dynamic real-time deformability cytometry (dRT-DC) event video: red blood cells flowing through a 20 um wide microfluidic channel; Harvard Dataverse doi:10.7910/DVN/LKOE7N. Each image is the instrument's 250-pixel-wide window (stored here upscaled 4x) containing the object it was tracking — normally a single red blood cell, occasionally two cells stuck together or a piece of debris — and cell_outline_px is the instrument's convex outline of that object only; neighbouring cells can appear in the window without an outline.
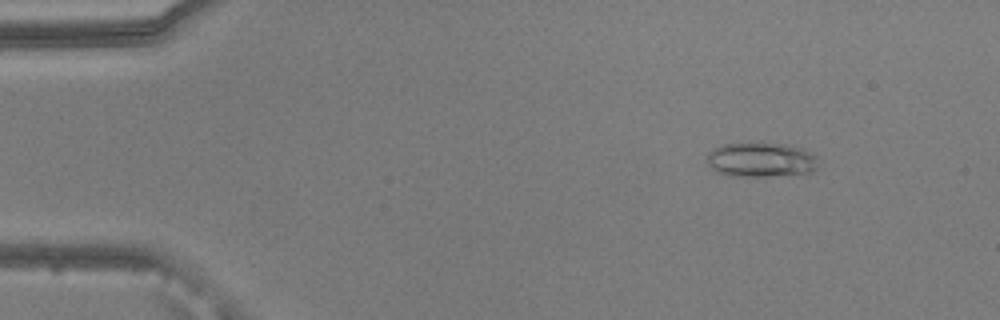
{"species": "common noctule bat (a hibernating species)", "species_latin": "Nyctalus noctula", "temperature_condition": "warm", "stored_images_in_passage": 53, "camera_frame_rate_fps": 3000, "um_per_image_px": 0.085, "animal": {"sex": "male", "body_mass_g": 20.5, "forearm_length_mm": 52.5}, "frame": {"image": 1, "passage_image": 7, "time_ms": 2.0, "image_size_px": [1000, 320], "cell_outline_px": [[816, 168], [812, 172], [764, 176], [728, 176], [712, 168], [708, 164], [708, 152], [720, 144], [748, 140], [784, 144], [800, 148], [816, 156]], "centroid_in_image_um": [64.62, 13.53], "position_along_channel_um": 20.4, "area_um2": 22.77}}
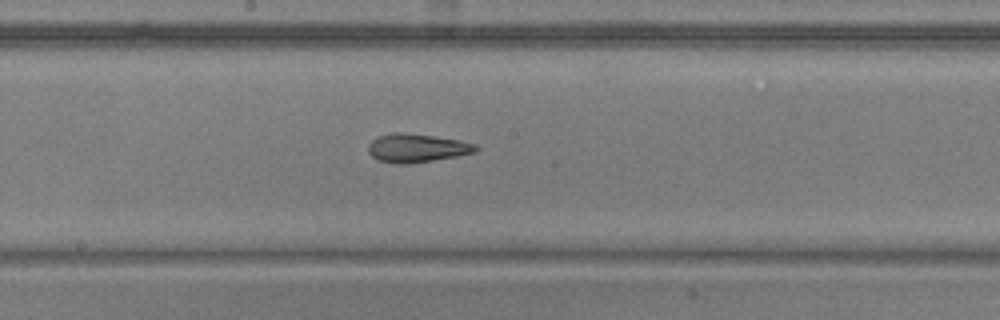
{"frame": {"image": 2, "passage_image": 29, "time_ms": 9.333, "image_size_px": [1000, 320], "cell_outline_px": [[480, 148], [476, 152], [456, 156], [412, 164], [392, 164], [376, 160], [368, 152], [368, 144], [376, 136], [392, 132], [404, 132], [460, 140], [476, 144]], "centroid_in_image_um": [35.39, 12.59], "position_along_channel_um": 212.8, "area_um2": 18.21}}
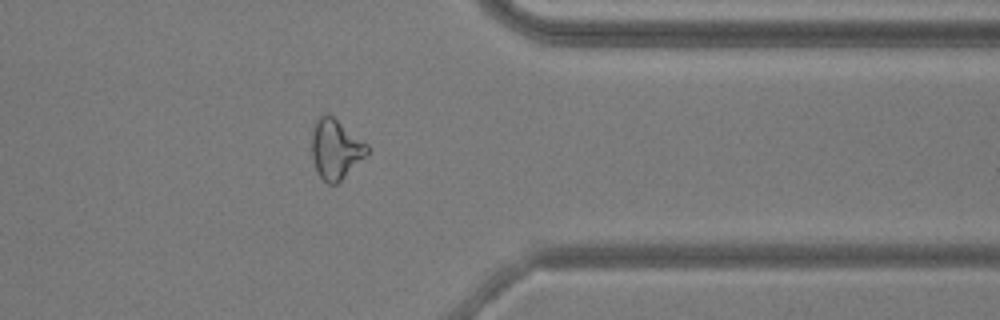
{"frame": {"image": 3, "passage_image": 43, "time_ms": 14.0, "image_size_px": [1000, 320], "cell_outline_px": [[368, 152], [336, 184], [328, 184], [316, 172], [312, 160], [312, 132], [316, 116], [324, 112], [328, 112], [368, 144]], "centroid_in_image_um": [28.48, 12.61], "position_along_channel_um": 382.9, "area_um2": 19.31}, "authors_computed_cell_mechanics": {"area_um2": 19.1318, "velocity_mm_per_s": 3.8492, "shape_relaxation_time_tau1_ms": 10.9436, "shape_relaxation_time_tau2_ms": 4.9154, "deformation_change_tau1": 0.2706, "deformation_change_tau2": 0.1626}}